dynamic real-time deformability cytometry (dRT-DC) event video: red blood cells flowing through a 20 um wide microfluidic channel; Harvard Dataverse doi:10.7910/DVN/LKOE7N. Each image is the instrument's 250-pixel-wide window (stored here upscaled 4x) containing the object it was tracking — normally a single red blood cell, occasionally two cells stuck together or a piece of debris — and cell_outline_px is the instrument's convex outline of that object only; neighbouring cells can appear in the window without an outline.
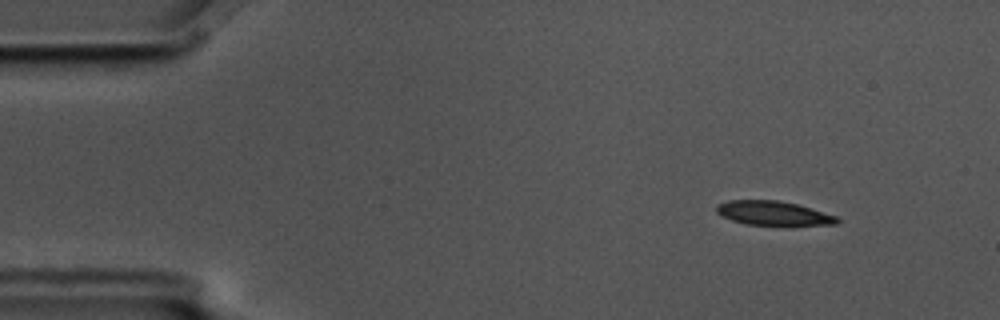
{"species": "common noctule bat (a hibernating species)", "species_latin": "Nyctalus noctula", "temperature_condition": "cold", "stored_images_in_passage": 3, "camera_frame_rate_fps": 3000, "um_per_image_px": 0.085, "animal": {"sex": "male", "body_mass_g": 17.5, "forearm_length_mm": 52.3}, "frame": {"image": 1, "passage_image": 1, "time_ms": 0.0, "image_size_px": [1000, 320], "cell_outline_px": [[840, 220], [836, 224], [744, 224], [732, 220], [716, 212], [716, 204], [728, 200], [776, 200], [796, 204], [836, 216]], "centroid_in_image_um": [65.66, 18.1], "position_along_channel_um": 19.3, "area_um2": 16.47}}